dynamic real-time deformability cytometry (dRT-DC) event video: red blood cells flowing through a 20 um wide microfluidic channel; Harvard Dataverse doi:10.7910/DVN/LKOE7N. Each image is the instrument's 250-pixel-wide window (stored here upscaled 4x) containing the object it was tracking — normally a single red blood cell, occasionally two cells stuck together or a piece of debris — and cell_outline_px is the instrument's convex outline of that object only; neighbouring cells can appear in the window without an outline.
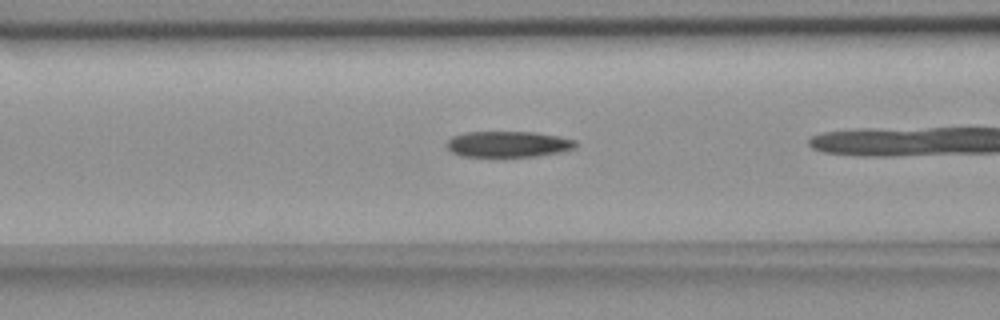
{"species": "common noctule bat (a hibernating species)", "species_latin": "Nyctalus noctula", "temperature_condition": "room temperature", "stored_images_in_passage": 40, "camera_frame_rate_fps": 3000, "um_per_image_px": 0.085, "animal": {"sex": "female", "body_mass_g": 18.4}, "frame": {"image": 1, "passage_image": 19, "time_ms": 6.0, "image_size_px": [1000, 320], "cell_outline_px": [[576, 148], [560, 152], [536, 156], [460, 156], [452, 152], [444, 144], [452, 136], [464, 132], [536, 132], [560, 136], [576, 140]], "centroid_in_image_um": [43.19, 12.24], "position_along_channel_um": 123.4, "area_um2": 19.59}}
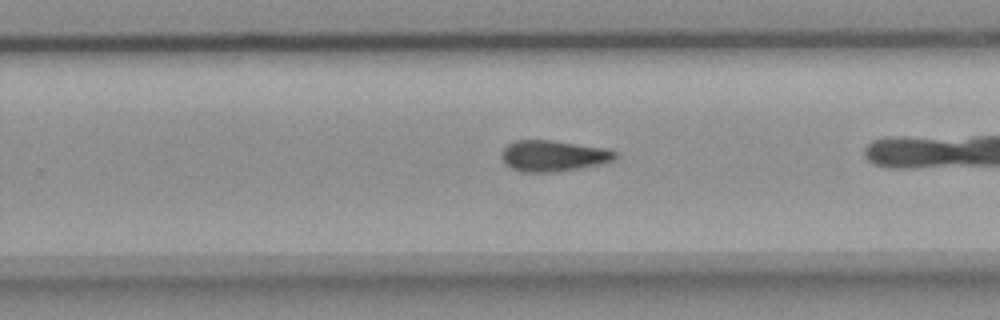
{"frame": {"image": 2, "passage_image": 32, "time_ms": 10.333, "image_size_px": [1000, 320], "cell_outline_px": [[616, 160], [604, 164], [556, 172], [520, 172], [512, 168], [500, 156], [500, 152], [512, 140], [552, 140], [608, 148], [616, 152]], "centroid_in_image_um": [47.06, 13.24], "position_along_channel_um": 282.7, "area_um2": 20.87}}
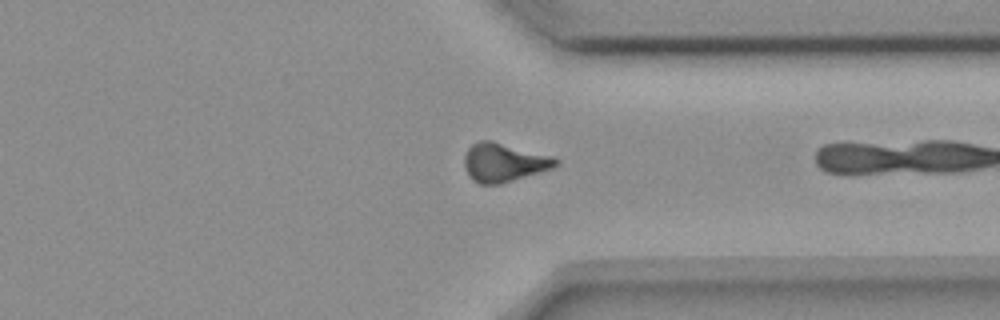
{"frame": {"image": 3, "passage_image": 39, "time_ms": 12.667, "image_size_px": [1000, 320], "cell_outline_px": [[560, 164], [552, 168], [500, 184], [480, 184], [472, 180], [464, 168], [464, 156], [468, 148], [472, 144], [480, 140], [492, 140], [556, 156], [560, 160]], "centroid_in_image_um": [42.85, 13.79], "position_along_channel_um": 368.5, "area_um2": 20.92}}